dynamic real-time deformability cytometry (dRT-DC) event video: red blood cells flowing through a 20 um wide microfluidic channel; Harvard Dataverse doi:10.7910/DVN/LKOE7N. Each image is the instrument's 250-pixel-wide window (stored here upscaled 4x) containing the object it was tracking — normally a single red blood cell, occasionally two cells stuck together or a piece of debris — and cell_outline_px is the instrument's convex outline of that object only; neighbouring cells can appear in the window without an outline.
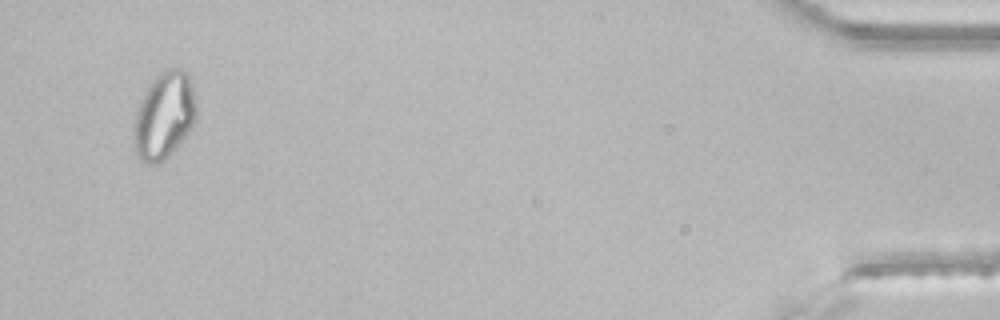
{"species": "common noctule bat (a hibernating species)", "species_latin": "Nyctalus noctula", "temperature_condition": "room temperature", "stored_images_in_passage": 36, "segment_of_instrument_passage": [2, 2], "camera_frame_rate_fps": 3000, "um_per_image_px": 0.085, "animal": {"sex": "male", "body_mass_g": 21.5, "forearm_length_mm": 52.0}, "frame": {"image": 1, "passage_image": 34, "time_ms": 11.0, "image_size_px": [1000, 320], "cell_outline_px": [[196, 120], [192, 128], [180, 144], [164, 160], [152, 164], [148, 164], [140, 160], [136, 156], [132, 140], [132, 132], [136, 112], [140, 100], [144, 92], [152, 80], [160, 72], [168, 68], [180, 68], [188, 72], [192, 84], [196, 104]], "centroid_in_image_um": [13.94, 9.83], "position_along_channel_um": 421.3, "area_um2": 32.25}}